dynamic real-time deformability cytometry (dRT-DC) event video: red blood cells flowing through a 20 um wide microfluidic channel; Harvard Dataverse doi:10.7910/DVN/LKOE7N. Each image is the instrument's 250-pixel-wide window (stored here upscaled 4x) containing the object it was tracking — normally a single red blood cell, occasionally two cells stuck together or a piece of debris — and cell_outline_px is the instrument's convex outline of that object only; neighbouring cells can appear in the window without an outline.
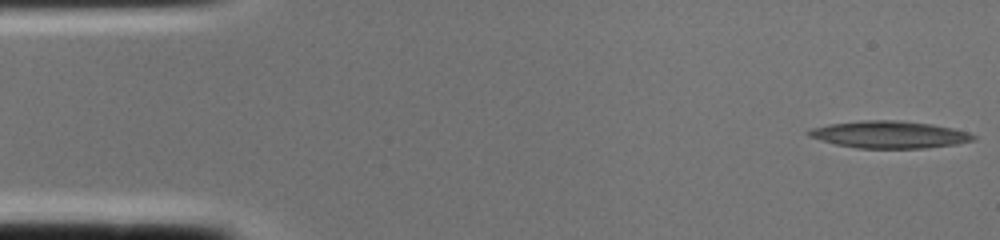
{"species": "common noctule bat (a hibernating species)", "species_latin": "Nyctalus noctula", "temperature_condition": "cold", "stored_images_in_passage": 2, "camera_frame_rate_fps": 3000, "um_per_image_px": 0.085, "animal": {"sex": "female", "body_mass_g": 22.0, "forearm_length_mm": 56.7}, "frame": {"image": 1, "passage_image": 2, "time_ms": 0.333, "image_size_px": [1000, 240], "cell_outline_px": [[976, 140], [956, 144], [924, 148], [856, 148], [836, 144], [820, 140], [808, 136], [804, 132], [812, 128], [828, 124], [864, 120], [896, 120], [932, 124], [952, 128], [968, 132], [976, 136]], "centroid_in_image_um": [75.58, 11.44], "position_along_channel_um": 9.4, "area_um2": 26.07}}